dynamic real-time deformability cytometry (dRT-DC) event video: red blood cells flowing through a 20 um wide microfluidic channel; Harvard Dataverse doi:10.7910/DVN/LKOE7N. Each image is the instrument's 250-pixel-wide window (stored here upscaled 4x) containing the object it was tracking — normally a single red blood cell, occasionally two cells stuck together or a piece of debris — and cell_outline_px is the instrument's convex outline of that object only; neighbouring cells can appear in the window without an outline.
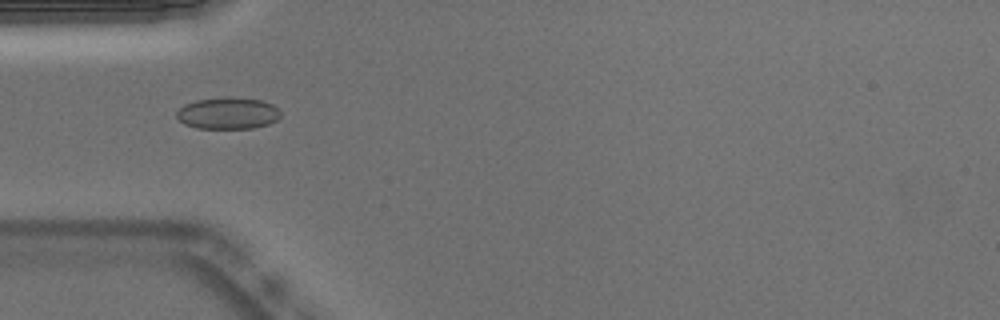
{"species": "Egyptian fruit bat (a non-hibernating species)", "species_latin": "Rousettus aegyptiacus", "temperature_condition": "warm", "stored_images_in_passage": 32, "camera_frame_rate_fps": 3000, "um_per_image_px": 0.085, "animal": {"sex": "male"}, "frame": {"image": 1, "passage_image": 1, "time_ms": 0.0, "image_size_px": [1000, 320], "cell_outline_px": [[280, 116], [276, 120], [268, 124], [252, 128], [196, 128], [184, 124], [176, 116], [176, 112], [184, 104], [196, 100], [260, 100], [272, 104], [280, 108]], "centroid_in_image_um": [19.37, 9.67], "position_along_channel_um": 65.6, "area_um2": 18.38}}
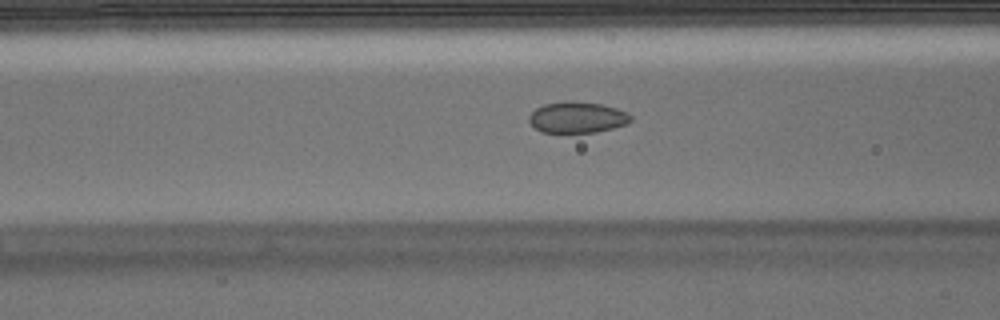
{"frame": {"image": 2, "passage_image": 5, "time_ms": 1.333, "image_size_px": [1000, 320], "cell_outline_px": [[632, 120], [628, 124], [596, 132], [540, 132], [528, 120], [528, 116], [536, 108], [544, 104], [564, 100], [600, 104], [616, 108], [628, 112], [632, 116]], "centroid_in_image_um": [49.07, 9.97], "position_along_channel_um": 117.5, "area_um2": 18.5}}
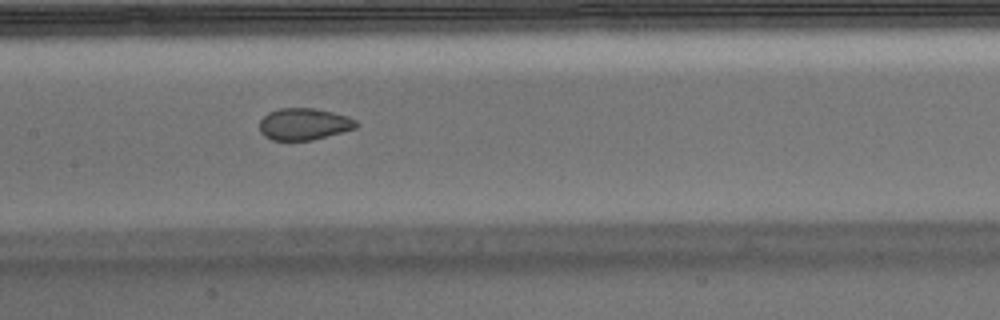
{"frame": {"image": 3, "passage_image": 10, "time_ms": 3.0, "image_size_px": [1000, 320], "cell_outline_px": [[360, 124], [356, 128], [312, 140], [272, 140], [264, 136], [260, 132], [260, 120], [268, 112], [280, 108], [312, 108], [332, 112], [348, 116], [356, 120]], "centroid_in_image_um": [25.84, 10.54], "position_along_channel_um": 181.6, "area_um2": 17.92}, "authors_computed_cell_mechanics": {"area_um2": 18.785, "velocity_mm_per_s": 3.8227, "shape_relaxation_time_tau1_ms": null, "shape_relaxation_time_tau2_ms": 1.0549, "deformation_change_tau1": null, "deformation_change_tau2": 0.0438}}